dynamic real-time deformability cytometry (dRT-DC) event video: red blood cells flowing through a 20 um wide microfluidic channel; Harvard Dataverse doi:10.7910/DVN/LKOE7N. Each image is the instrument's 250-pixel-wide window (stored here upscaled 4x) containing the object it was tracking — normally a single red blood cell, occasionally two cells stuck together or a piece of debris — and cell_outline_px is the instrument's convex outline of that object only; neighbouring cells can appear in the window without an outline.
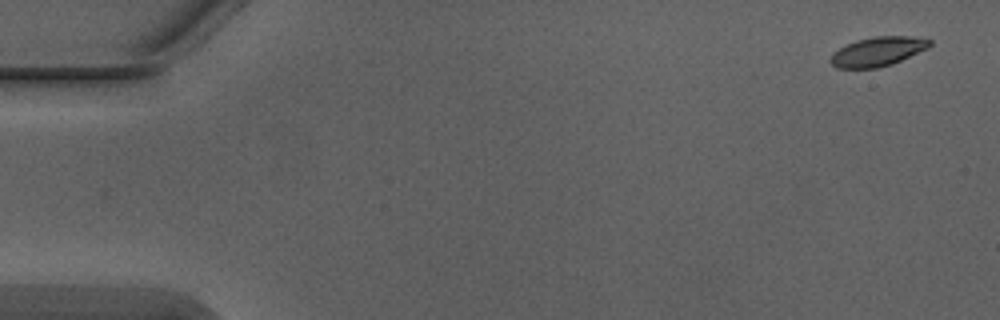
{"species": "Egyptian fruit bat (a non-hibernating species)", "species_latin": "Rousettus aegyptiacus", "temperature_condition": "warm", "stored_images_in_passage": 8, "camera_frame_rate_fps": 3000, "um_per_image_px": 0.085, "animal": {"sex": "male"}, "frame": {"image": 1, "passage_image": 1, "time_ms": 0.0, "image_size_px": [1000, 320], "cell_outline_px": [[932, 44], [928, 48], [892, 64], [876, 68], [836, 68], [828, 60], [832, 52], [856, 40], [872, 36], [912, 36], [932, 40]], "centroid_in_image_um": [74.59, 4.37], "position_along_channel_um": 10.4, "area_um2": 16.99}}
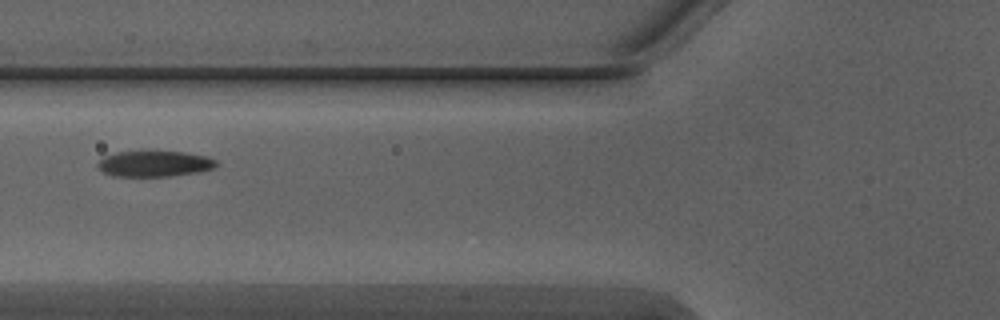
{"frame": {"image": 2, "passage_image": 6, "time_ms": 1.667, "image_size_px": [1000, 320], "cell_outline_px": [[220, 164], [216, 168], [200, 172], [172, 176], [112, 176], [100, 172], [96, 164], [104, 156], [116, 152], [184, 152], [208, 156], [216, 160]], "centroid_in_image_um": [13.16, 13.93], "position_along_channel_um": 112.6, "area_um2": 18.09}}
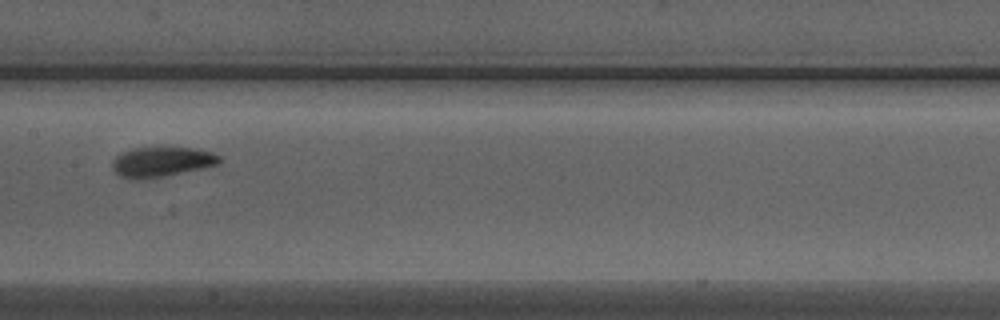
{"frame": {"image": 3, "passage_image": 8, "time_ms": 2.333, "image_size_px": [1000, 320], "cell_outline_px": [[224, 160], [220, 164], [204, 168], [144, 180], [128, 180], [120, 176], [112, 168], [112, 160], [120, 152], [132, 148], [192, 148], [212, 152], [220, 156]], "centroid_in_image_um": [13.73, 13.78], "position_along_channel_um": 193.7, "area_um2": 19.02}}